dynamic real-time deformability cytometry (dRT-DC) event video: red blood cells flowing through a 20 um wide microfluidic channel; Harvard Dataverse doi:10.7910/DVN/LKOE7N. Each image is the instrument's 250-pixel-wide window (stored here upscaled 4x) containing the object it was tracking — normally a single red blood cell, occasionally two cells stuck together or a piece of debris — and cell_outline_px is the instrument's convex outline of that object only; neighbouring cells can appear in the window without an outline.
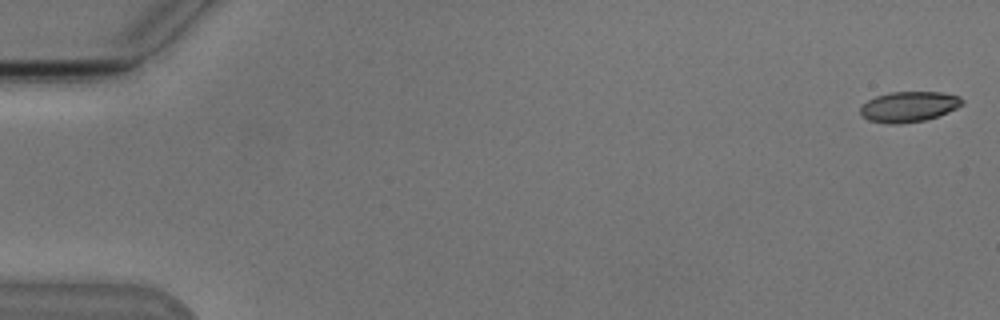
{"species": "Egyptian fruit bat (a non-hibernating species)", "species_latin": "Rousettus aegyptiacus", "temperature_condition": "cold", "stored_images_in_passage": 4, "camera_frame_rate_fps": 3000, "um_per_image_px": 0.085, "animal": {"sex": "male"}, "frame": {"image": 1, "passage_image": 1, "time_ms": 0.0, "image_size_px": [1000, 320], "cell_outline_px": [[964, 104], [948, 112], [924, 120], [900, 124], [888, 124], [868, 120], [860, 112], [860, 108], [868, 100], [876, 96], [892, 92], [940, 92], [960, 96], [964, 100]], "centroid_in_image_um": [77.27, 9.07], "position_along_channel_um": 7.7, "area_um2": 17.98}}